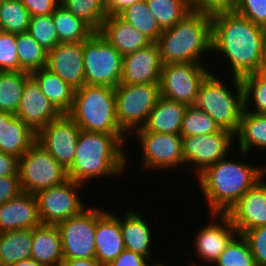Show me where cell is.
<instances>
[{"label": "cell", "instance_id": "cell-1", "mask_svg": "<svg viewBox=\"0 0 266 266\" xmlns=\"http://www.w3.org/2000/svg\"><path fill=\"white\" fill-rule=\"evenodd\" d=\"M212 17V53L227 58L232 76L242 78L259 71L266 29L235 11Z\"/></svg>", "mask_w": 266, "mask_h": 266}, {"label": "cell", "instance_id": "cell-2", "mask_svg": "<svg viewBox=\"0 0 266 266\" xmlns=\"http://www.w3.org/2000/svg\"><path fill=\"white\" fill-rule=\"evenodd\" d=\"M126 134H106L82 130L74 161L67 169L68 179L84 185L99 177L124 174L129 158L124 150Z\"/></svg>", "mask_w": 266, "mask_h": 266}, {"label": "cell", "instance_id": "cell-3", "mask_svg": "<svg viewBox=\"0 0 266 266\" xmlns=\"http://www.w3.org/2000/svg\"><path fill=\"white\" fill-rule=\"evenodd\" d=\"M229 157L210 165L196 178L209 213H228L266 175V166L250 165Z\"/></svg>", "mask_w": 266, "mask_h": 266}, {"label": "cell", "instance_id": "cell-4", "mask_svg": "<svg viewBox=\"0 0 266 266\" xmlns=\"http://www.w3.org/2000/svg\"><path fill=\"white\" fill-rule=\"evenodd\" d=\"M156 44L163 64H203L201 56L212 52L211 15L192 11L173 27L163 30Z\"/></svg>", "mask_w": 266, "mask_h": 266}, {"label": "cell", "instance_id": "cell-5", "mask_svg": "<svg viewBox=\"0 0 266 266\" xmlns=\"http://www.w3.org/2000/svg\"><path fill=\"white\" fill-rule=\"evenodd\" d=\"M67 114L82 130L125 134L118 125L115 88L83 85L75 90L73 104Z\"/></svg>", "mask_w": 266, "mask_h": 266}, {"label": "cell", "instance_id": "cell-6", "mask_svg": "<svg viewBox=\"0 0 266 266\" xmlns=\"http://www.w3.org/2000/svg\"><path fill=\"white\" fill-rule=\"evenodd\" d=\"M231 77L234 90L228 88L222 79L211 72L202 82L193 105L204 110L220 129L228 130L235 135L244 109L243 86L240 78Z\"/></svg>", "mask_w": 266, "mask_h": 266}, {"label": "cell", "instance_id": "cell-7", "mask_svg": "<svg viewBox=\"0 0 266 266\" xmlns=\"http://www.w3.org/2000/svg\"><path fill=\"white\" fill-rule=\"evenodd\" d=\"M160 96L159 83L119 84L115 88L118 125L128 138L146 124Z\"/></svg>", "mask_w": 266, "mask_h": 266}, {"label": "cell", "instance_id": "cell-8", "mask_svg": "<svg viewBox=\"0 0 266 266\" xmlns=\"http://www.w3.org/2000/svg\"><path fill=\"white\" fill-rule=\"evenodd\" d=\"M85 84L116 88L123 56L99 32L83 41Z\"/></svg>", "mask_w": 266, "mask_h": 266}, {"label": "cell", "instance_id": "cell-9", "mask_svg": "<svg viewBox=\"0 0 266 266\" xmlns=\"http://www.w3.org/2000/svg\"><path fill=\"white\" fill-rule=\"evenodd\" d=\"M18 172L22 191L33 195L68 180L67 170L37 142L19 159Z\"/></svg>", "mask_w": 266, "mask_h": 266}, {"label": "cell", "instance_id": "cell-10", "mask_svg": "<svg viewBox=\"0 0 266 266\" xmlns=\"http://www.w3.org/2000/svg\"><path fill=\"white\" fill-rule=\"evenodd\" d=\"M206 64H163L160 76V95L170 100L193 105L204 79L211 73Z\"/></svg>", "mask_w": 266, "mask_h": 266}, {"label": "cell", "instance_id": "cell-11", "mask_svg": "<svg viewBox=\"0 0 266 266\" xmlns=\"http://www.w3.org/2000/svg\"><path fill=\"white\" fill-rule=\"evenodd\" d=\"M82 186L68 179L63 184L36 193L40 223L57 225L86 209L87 203L78 193Z\"/></svg>", "mask_w": 266, "mask_h": 266}, {"label": "cell", "instance_id": "cell-12", "mask_svg": "<svg viewBox=\"0 0 266 266\" xmlns=\"http://www.w3.org/2000/svg\"><path fill=\"white\" fill-rule=\"evenodd\" d=\"M234 134L225 129H220L213 134L182 137V156L185 169L193 167L196 177L207 167L232 155L230 150L234 144ZM233 142V143H232Z\"/></svg>", "mask_w": 266, "mask_h": 266}, {"label": "cell", "instance_id": "cell-13", "mask_svg": "<svg viewBox=\"0 0 266 266\" xmlns=\"http://www.w3.org/2000/svg\"><path fill=\"white\" fill-rule=\"evenodd\" d=\"M97 207H87L81 213L57 224L64 259H94Z\"/></svg>", "mask_w": 266, "mask_h": 266}, {"label": "cell", "instance_id": "cell-14", "mask_svg": "<svg viewBox=\"0 0 266 266\" xmlns=\"http://www.w3.org/2000/svg\"><path fill=\"white\" fill-rule=\"evenodd\" d=\"M80 131L67 113H61L36 133V142L67 170L74 161Z\"/></svg>", "mask_w": 266, "mask_h": 266}, {"label": "cell", "instance_id": "cell-15", "mask_svg": "<svg viewBox=\"0 0 266 266\" xmlns=\"http://www.w3.org/2000/svg\"><path fill=\"white\" fill-rule=\"evenodd\" d=\"M140 143L142 167L146 170H166L184 166L182 156V136L157 132H134L132 135ZM183 165V166H182Z\"/></svg>", "mask_w": 266, "mask_h": 266}, {"label": "cell", "instance_id": "cell-16", "mask_svg": "<svg viewBox=\"0 0 266 266\" xmlns=\"http://www.w3.org/2000/svg\"><path fill=\"white\" fill-rule=\"evenodd\" d=\"M210 215L212 223L217 219L220 221L212 224L210 220V224L207 223L203 228L201 227L194 240L196 250L194 257L198 256L206 264L212 263L213 265L237 234V230L227 213H210Z\"/></svg>", "mask_w": 266, "mask_h": 266}, {"label": "cell", "instance_id": "cell-17", "mask_svg": "<svg viewBox=\"0 0 266 266\" xmlns=\"http://www.w3.org/2000/svg\"><path fill=\"white\" fill-rule=\"evenodd\" d=\"M162 60L156 42L123 56L120 84L159 83Z\"/></svg>", "mask_w": 266, "mask_h": 266}, {"label": "cell", "instance_id": "cell-18", "mask_svg": "<svg viewBox=\"0 0 266 266\" xmlns=\"http://www.w3.org/2000/svg\"><path fill=\"white\" fill-rule=\"evenodd\" d=\"M46 68L73 89L85 85L83 42L59 43L47 54Z\"/></svg>", "mask_w": 266, "mask_h": 266}, {"label": "cell", "instance_id": "cell-19", "mask_svg": "<svg viewBox=\"0 0 266 266\" xmlns=\"http://www.w3.org/2000/svg\"><path fill=\"white\" fill-rule=\"evenodd\" d=\"M264 176L227 213L237 230L243 234L246 230L266 226V182Z\"/></svg>", "mask_w": 266, "mask_h": 266}, {"label": "cell", "instance_id": "cell-20", "mask_svg": "<svg viewBox=\"0 0 266 266\" xmlns=\"http://www.w3.org/2000/svg\"><path fill=\"white\" fill-rule=\"evenodd\" d=\"M60 114L30 77L25 82L16 116L37 133Z\"/></svg>", "mask_w": 266, "mask_h": 266}, {"label": "cell", "instance_id": "cell-21", "mask_svg": "<svg viewBox=\"0 0 266 266\" xmlns=\"http://www.w3.org/2000/svg\"><path fill=\"white\" fill-rule=\"evenodd\" d=\"M124 250L120 217L113 211L97 207L95 258L107 266Z\"/></svg>", "mask_w": 266, "mask_h": 266}, {"label": "cell", "instance_id": "cell-22", "mask_svg": "<svg viewBox=\"0 0 266 266\" xmlns=\"http://www.w3.org/2000/svg\"><path fill=\"white\" fill-rule=\"evenodd\" d=\"M40 224L37 201L33 194L21 192L0 205V233L33 229Z\"/></svg>", "mask_w": 266, "mask_h": 266}, {"label": "cell", "instance_id": "cell-23", "mask_svg": "<svg viewBox=\"0 0 266 266\" xmlns=\"http://www.w3.org/2000/svg\"><path fill=\"white\" fill-rule=\"evenodd\" d=\"M122 56L147 47L152 43L143 33L118 15L107 16L99 31Z\"/></svg>", "mask_w": 266, "mask_h": 266}, {"label": "cell", "instance_id": "cell-24", "mask_svg": "<svg viewBox=\"0 0 266 266\" xmlns=\"http://www.w3.org/2000/svg\"><path fill=\"white\" fill-rule=\"evenodd\" d=\"M36 142V133L16 115L0 111V151L20 159Z\"/></svg>", "mask_w": 266, "mask_h": 266}, {"label": "cell", "instance_id": "cell-25", "mask_svg": "<svg viewBox=\"0 0 266 266\" xmlns=\"http://www.w3.org/2000/svg\"><path fill=\"white\" fill-rule=\"evenodd\" d=\"M187 105L160 96L150 112L146 124L135 132H157L181 135L183 116Z\"/></svg>", "mask_w": 266, "mask_h": 266}, {"label": "cell", "instance_id": "cell-26", "mask_svg": "<svg viewBox=\"0 0 266 266\" xmlns=\"http://www.w3.org/2000/svg\"><path fill=\"white\" fill-rule=\"evenodd\" d=\"M31 259L45 266H61L64 255L56 225L40 224L32 229Z\"/></svg>", "mask_w": 266, "mask_h": 266}, {"label": "cell", "instance_id": "cell-27", "mask_svg": "<svg viewBox=\"0 0 266 266\" xmlns=\"http://www.w3.org/2000/svg\"><path fill=\"white\" fill-rule=\"evenodd\" d=\"M120 227L125 249L150 260L153 232L145 217L136 210L129 209L125 216L120 218Z\"/></svg>", "mask_w": 266, "mask_h": 266}, {"label": "cell", "instance_id": "cell-28", "mask_svg": "<svg viewBox=\"0 0 266 266\" xmlns=\"http://www.w3.org/2000/svg\"><path fill=\"white\" fill-rule=\"evenodd\" d=\"M42 93L60 113L71 110L75 89L51 70L43 67L30 73Z\"/></svg>", "mask_w": 266, "mask_h": 266}, {"label": "cell", "instance_id": "cell-29", "mask_svg": "<svg viewBox=\"0 0 266 266\" xmlns=\"http://www.w3.org/2000/svg\"><path fill=\"white\" fill-rule=\"evenodd\" d=\"M234 136H237V148L239 147L241 156L247 155L255 148L266 150V114L243 110L238 131Z\"/></svg>", "mask_w": 266, "mask_h": 266}, {"label": "cell", "instance_id": "cell-30", "mask_svg": "<svg viewBox=\"0 0 266 266\" xmlns=\"http://www.w3.org/2000/svg\"><path fill=\"white\" fill-rule=\"evenodd\" d=\"M32 229L0 233V266L31 258Z\"/></svg>", "mask_w": 266, "mask_h": 266}, {"label": "cell", "instance_id": "cell-31", "mask_svg": "<svg viewBox=\"0 0 266 266\" xmlns=\"http://www.w3.org/2000/svg\"><path fill=\"white\" fill-rule=\"evenodd\" d=\"M52 18L60 43L83 42L95 32L61 4L52 13Z\"/></svg>", "mask_w": 266, "mask_h": 266}, {"label": "cell", "instance_id": "cell-32", "mask_svg": "<svg viewBox=\"0 0 266 266\" xmlns=\"http://www.w3.org/2000/svg\"><path fill=\"white\" fill-rule=\"evenodd\" d=\"M30 77L25 71H0V111L16 115L25 82Z\"/></svg>", "mask_w": 266, "mask_h": 266}, {"label": "cell", "instance_id": "cell-33", "mask_svg": "<svg viewBox=\"0 0 266 266\" xmlns=\"http://www.w3.org/2000/svg\"><path fill=\"white\" fill-rule=\"evenodd\" d=\"M118 16L138 29L152 42H156L163 32L148 8L146 0H141L126 7Z\"/></svg>", "mask_w": 266, "mask_h": 266}, {"label": "cell", "instance_id": "cell-34", "mask_svg": "<svg viewBox=\"0 0 266 266\" xmlns=\"http://www.w3.org/2000/svg\"><path fill=\"white\" fill-rule=\"evenodd\" d=\"M146 2L162 30L173 27L193 11L189 0H146Z\"/></svg>", "mask_w": 266, "mask_h": 266}, {"label": "cell", "instance_id": "cell-35", "mask_svg": "<svg viewBox=\"0 0 266 266\" xmlns=\"http://www.w3.org/2000/svg\"><path fill=\"white\" fill-rule=\"evenodd\" d=\"M20 71L31 73L46 67L48 52L27 32L16 34Z\"/></svg>", "mask_w": 266, "mask_h": 266}, {"label": "cell", "instance_id": "cell-36", "mask_svg": "<svg viewBox=\"0 0 266 266\" xmlns=\"http://www.w3.org/2000/svg\"><path fill=\"white\" fill-rule=\"evenodd\" d=\"M30 20L31 15L21 0H0V31L25 33Z\"/></svg>", "mask_w": 266, "mask_h": 266}, {"label": "cell", "instance_id": "cell-37", "mask_svg": "<svg viewBox=\"0 0 266 266\" xmlns=\"http://www.w3.org/2000/svg\"><path fill=\"white\" fill-rule=\"evenodd\" d=\"M61 5L98 32L107 17L105 0H61Z\"/></svg>", "mask_w": 266, "mask_h": 266}, {"label": "cell", "instance_id": "cell-38", "mask_svg": "<svg viewBox=\"0 0 266 266\" xmlns=\"http://www.w3.org/2000/svg\"><path fill=\"white\" fill-rule=\"evenodd\" d=\"M214 263L215 266H256L248 241L238 233Z\"/></svg>", "mask_w": 266, "mask_h": 266}, {"label": "cell", "instance_id": "cell-39", "mask_svg": "<svg viewBox=\"0 0 266 266\" xmlns=\"http://www.w3.org/2000/svg\"><path fill=\"white\" fill-rule=\"evenodd\" d=\"M219 130L220 127L204 110L187 106L181 126L182 137L213 134Z\"/></svg>", "mask_w": 266, "mask_h": 266}, {"label": "cell", "instance_id": "cell-40", "mask_svg": "<svg viewBox=\"0 0 266 266\" xmlns=\"http://www.w3.org/2000/svg\"><path fill=\"white\" fill-rule=\"evenodd\" d=\"M241 82L243 86V110L266 114V81L255 73L242 77ZM250 104L252 108H250Z\"/></svg>", "mask_w": 266, "mask_h": 266}, {"label": "cell", "instance_id": "cell-41", "mask_svg": "<svg viewBox=\"0 0 266 266\" xmlns=\"http://www.w3.org/2000/svg\"><path fill=\"white\" fill-rule=\"evenodd\" d=\"M27 33L47 52L60 43L52 14L31 17Z\"/></svg>", "mask_w": 266, "mask_h": 266}, {"label": "cell", "instance_id": "cell-42", "mask_svg": "<svg viewBox=\"0 0 266 266\" xmlns=\"http://www.w3.org/2000/svg\"><path fill=\"white\" fill-rule=\"evenodd\" d=\"M0 71H20L16 34L0 31Z\"/></svg>", "mask_w": 266, "mask_h": 266}, {"label": "cell", "instance_id": "cell-43", "mask_svg": "<svg viewBox=\"0 0 266 266\" xmlns=\"http://www.w3.org/2000/svg\"><path fill=\"white\" fill-rule=\"evenodd\" d=\"M242 235L249 243L256 266H266V226L246 230Z\"/></svg>", "mask_w": 266, "mask_h": 266}, {"label": "cell", "instance_id": "cell-44", "mask_svg": "<svg viewBox=\"0 0 266 266\" xmlns=\"http://www.w3.org/2000/svg\"><path fill=\"white\" fill-rule=\"evenodd\" d=\"M235 12L266 29V0H237Z\"/></svg>", "mask_w": 266, "mask_h": 266}, {"label": "cell", "instance_id": "cell-45", "mask_svg": "<svg viewBox=\"0 0 266 266\" xmlns=\"http://www.w3.org/2000/svg\"><path fill=\"white\" fill-rule=\"evenodd\" d=\"M192 10L213 15L219 12L235 11L237 0H189Z\"/></svg>", "mask_w": 266, "mask_h": 266}, {"label": "cell", "instance_id": "cell-46", "mask_svg": "<svg viewBox=\"0 0 266 266\" xmlns=\"http://www.w3.org/2000/svg\"><path fill=\"white\" fill-rule=\"evenodd\" d=\"M22 191L19 175L0 177V205L18 196Z\"/></svg>", "mask_w": 266, "mask_h": 266}, {"label": "cell", "instance_id": "cell-47", "mask_svg": "<svg viewBox=\"0 0 266 266\" xmlns=\"http://www.w3.org/2000/svg\"><path fill=\"white\" fill-rule=\"evenodd\" d=\"M31 17L52 14L61 0H21Z\"/></svg>", "mask_w": 266, "mask_h": 266}, {"label": "cell", "instance_id": "cell-48", "mask_svg": "<svg viewBox=\"0 0 266 266\" xmlns=\"http://www.w3.org/2000/svg\"><path fill=\"white\" fill-rule=\"evenodd\" d=\"M147 260L145 256L125 249L107 266H153Z\"/></svg>", "mask_w": 266, "mask_h": 266}, {"label": "cell", "instance_id": "cell-49", "mask_svg": "<svg viewBox=\"0 0 266 266\" xmlns=\"http://www.w3.org/2000/svg\"><path fill=\"white\" fill-rule=\"evenodd\" d=\"M19 159L13 155L0 151V177L7 175H19Z\"/></svg>", "mask_w": 266, "mask_h": 266}, {"label": "cell", "instance_id": "cell-50", "mask_svg": "<svg viewBox=\"0 0 266 266\" xmlns=\"http://www.w3.org/2000/svg\"><path fill=\"white\" fill-rule=\"evenodd\" d=\"M141 0H105L107 16L118 15L126 7L133 5Z\"/></svg>", "mask_w": 266, "mask_h": 266}, {"label": "cell", "instance_id": "cell-51", "mask_svg": "<svg viewBox=\"0 0 266 266\" xmlns=\"http://www.w3.org/2000/svg\"><path fill=\"white\" fill-rule=\"evenodd\" d=\"M61 266H105L96 258L94 259H64Z\"/></svg>", "mask_w": 266, "mask_h": 266}, {"label": "cell", "instance_id": "cell-52", "mask_svg": "<svg viewBox=\"0 0 266 266\" xmlns=\"http://www.w3.org/2000/svg\"><path fill=\"white\" fill-rule=\"evenodd\" d=\"M10 266H45V265L38 263L36 260H33L30 258V259L15 262L11 264Z\"/></svg>", "mask_w": 266, "mask_h": 266}, {"label": "cell", "instance_id": "cell-53", "mask_svg": "<svg viewBox=\"0 0 266 266\" xmlns=\"http://www.w3.org/2000/svg\"><path fill=\"white\" fill-rule=\"evenodd\" d=\"M260 66H266V33L263 39L262 56Z\"/></svg>", "mask_w": 266, "mask_h": 266}, {"label": "cell", "instance_id": "cell-54", "mask_svg": "<svg viewBox=\"0 0 266 266\" xmlns=\"http://www.w3.org/2000/svg\"><path fill=\"white\" fill-rule=\"evenodd\" d=\"M257 74L266 81V66H260Z\"/></svg>", "mask_w": 266, "mask_h": 266}, {"label": "cell", "instance_id": "cell-55", "mask_svg": "<svg viewBox=\"0 0 266 266\" xmlns=\"http://www.w3.org/2000/svg\"><path fill=\"white\" fill-rule=\"evenodd\" d=\"M165 266H168V265H166V263H165ZM188 266H206V265H200V264L197 265V263L195 261H191L190 265H188Z\"/></svg>", "mask_w": 266, "mask_h": 266}, {"label": "cell", "instance_id": "cell-56", "mask_svg": "<svg viewBox=\"0 0 266 266\" xmlns=\"http://www.w3.org/2000/svg\"><path fill=\"white\" fill-rule=\"evenodd\" d=\"M153 266H165V263L163 264L162 262H159L158 261L155 263H153Z\"/></svg>", "mask_w": 266, "mask_h": 266}]
</instances>
